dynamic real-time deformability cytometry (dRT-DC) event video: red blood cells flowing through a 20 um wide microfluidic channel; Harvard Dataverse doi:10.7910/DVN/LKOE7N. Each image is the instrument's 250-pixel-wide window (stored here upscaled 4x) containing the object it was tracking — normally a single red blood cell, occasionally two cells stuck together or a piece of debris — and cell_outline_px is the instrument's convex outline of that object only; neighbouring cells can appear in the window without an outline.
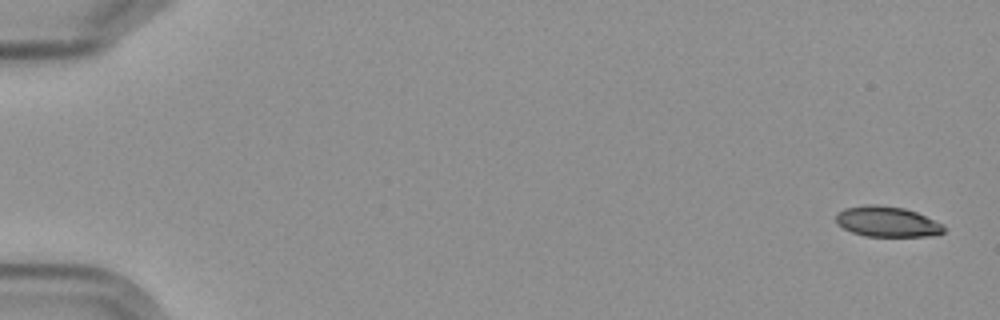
{"species": "Egyptian fruit bat (a non-hibernating species)", "species_latin": "Rousettus aegyptiacus", "temperature_condition": "cold", "stored_images_in_passage": 8, "camera_frame_rate_fps": 3000, "um_per_image_px": 0.085, "frame": {"image": 1, "passage_image": 1, "time_ms": 0.0, "image_size_px": [1000, 320], "cell_outline_px": [[944, 232], [932, 236], [864, 236], [852, 232], [836, 224], [836, 216], [844, 208], [864, 204], [876, 204], [904, 208], [916, 212], [944, 224]], "centroid_in_image_um": [75.4, 18.84], "position_along_channel_um": 9.6, "area_um2": 19.19}}
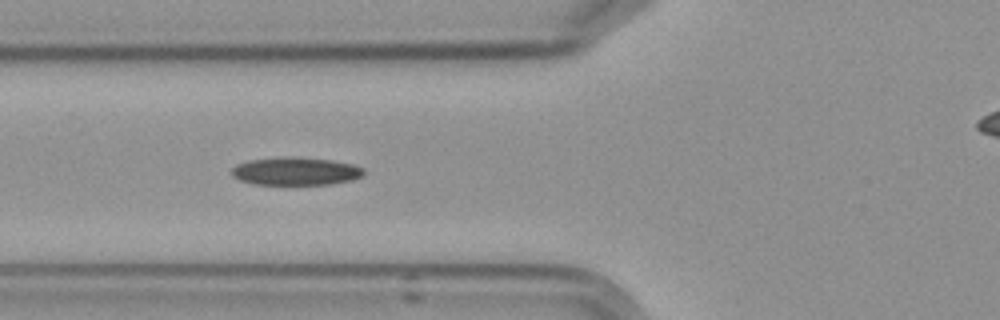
{"frame": {"image": 2, "passage_image": 7, "time_ms": 7.0, "image_size_px": [1000, 320], "cell_outline_px": [[364, 176], [352, 180], [332, 184], [252, 184], [240, 180], [232, 176], [232, 168], [236, 164], [248, 160], [284, 156], [292, 156], [332, 160], [352, 164], [364, 168]], "centroid_in_image_um": [25.13, 14.54], "position_along_channel_um": 100.7, "area_um2": 21.73}}
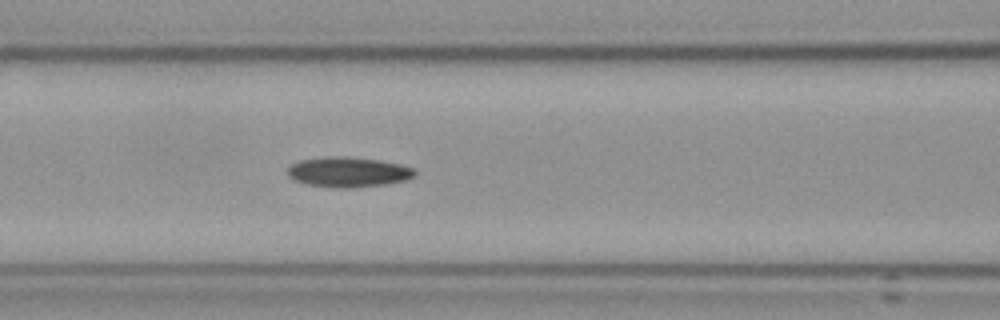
{"frame": {"image": 3, "passage_image": 8, "time_ms": 8.0, "image_size_px": [1000, 320], "cell_outline_px": [[416, 176], [408, 180], [388, 184], [356, 188], [340, 188], [308, 184], [296, 180], [288, 176], [288, 168], [292, 164], [300, 160], [328, 156], [348, 156], [376, 160], [400, 164], [412, 168], [416, 172]], "centroid_in_image_um": [29.64, 14.63], "position_along_channel_um": 137.0, "area_um2": 22.37}}